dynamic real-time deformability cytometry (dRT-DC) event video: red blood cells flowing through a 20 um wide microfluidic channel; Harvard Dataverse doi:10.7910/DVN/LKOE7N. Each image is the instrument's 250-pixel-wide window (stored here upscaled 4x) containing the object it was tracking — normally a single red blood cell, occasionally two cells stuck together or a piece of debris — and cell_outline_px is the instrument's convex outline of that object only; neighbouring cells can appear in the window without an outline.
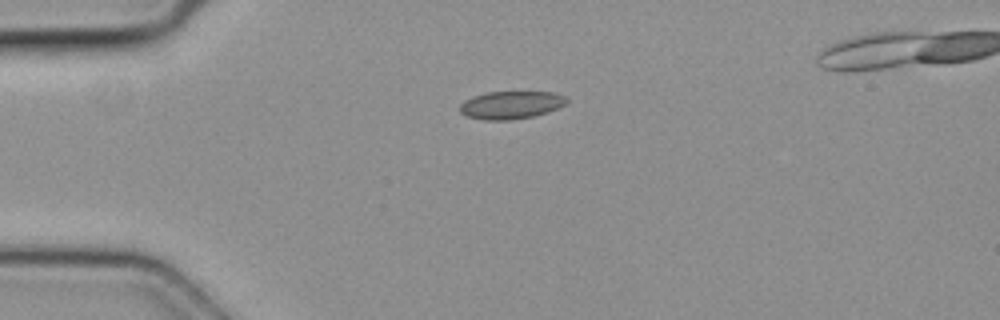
{"species": "common noctule bat (a hibernating species)", "species_latin": "Nyctalus noctula", "temperature_condition": "cold", "stored_images_in_passage": 4, "camera_frame_rate_fps": 3000, "um_per_image_px": 0.085, "animal": {"sex": "female", "body_mass_g": 19.3, "forearm_length_mm": 54.1}, "frame": {"image": 1, "passage_image": 1, "time_ms": 0.0, "image_size_px": [1000, 320], "cell_outline_px": [[568, 100], [564, 104], [548, 112], [532, 116], [512, 120], [484, 120], [468, 116], [460, 112], [460, 104], [464, 100], [472, 96], [484, 92], [556, 92], [564, 96]], "centroid_in_image_um": [43.4, 8.91], "position_along_channel_um": 41.6, "area_um2": 17.28}}
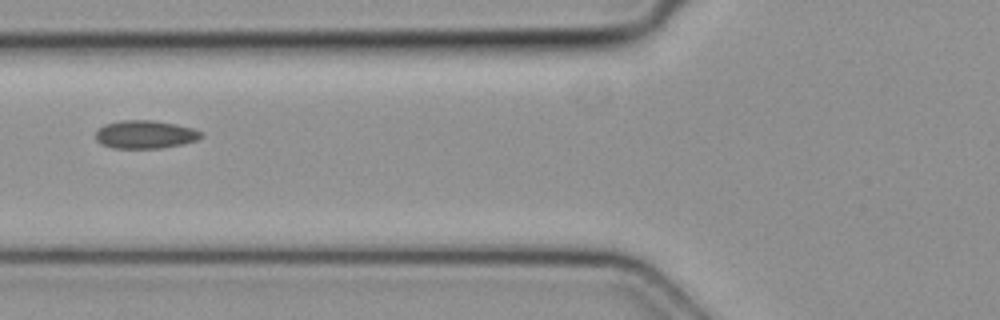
{"frame": {"image": 2, "passage_image": 3, "time_ms": 0.667, "image_size_px": [1000, 320], "cell_outline_px": [[204, 136], [196, 140], [180, 144], [160, 148], [112, 148], [100, 144], [96, 140], [96, 132], [104, 124], [120, 120], [152, 120], [176, 124], [192, 128], [204, 132]], "centroid_in_image_um": [12.33, 11.42], "position_along_channel_um": 113.5, "area_um2": 17.34}}
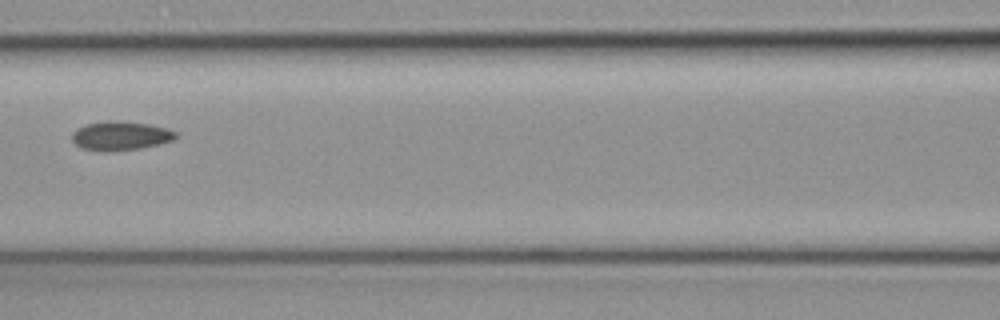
{"frame": {"image": 3, "passage_image": 4, "time_ms": 1.0, "image_size_px": [1000, 320], "cell_outline_px": [[176, 136], [172, 140], [160, 144], [140, 148], [84, 148], [76, 144], [72, 140], [72, 132], [76, 128], [88, 124], [108, 120], [116, 120], [148, 124], [164, 128], [176, 132]], "centroid_in_image_um": [10.26, 11.48], "position_along_channel_um": 156.3, "area_um2": 16.53}}